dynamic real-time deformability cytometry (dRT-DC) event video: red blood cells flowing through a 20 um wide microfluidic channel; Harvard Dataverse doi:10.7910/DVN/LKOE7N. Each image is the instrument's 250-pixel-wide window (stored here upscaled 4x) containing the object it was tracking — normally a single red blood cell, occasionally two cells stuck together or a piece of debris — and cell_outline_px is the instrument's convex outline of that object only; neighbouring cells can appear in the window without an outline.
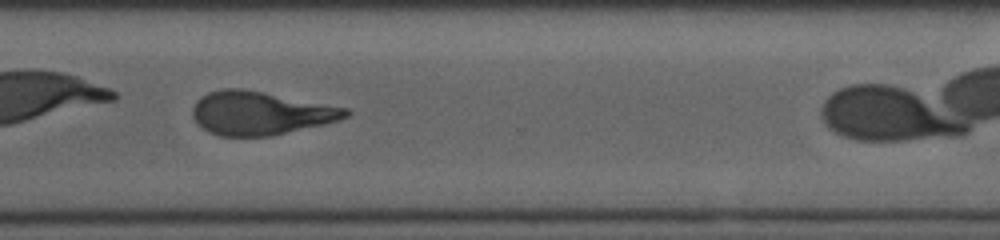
{"species": "human", "species_latin": "Homo sapiens", "temperature_condition": "cold", "stored_images_in_passage": 21, "camera_frame_rate_fps": 3000, "um_per_image_px": 0.085, "donor": {"sex": "male"}, "frame": {"image": 1, "passage_image": 18, "time_ms": 5.667, "image_size_px": [1000, 240], "cell_outline_px": [[352, 112], [348, 116], [324, 124], [272, 136], [220, 136], [208, 132], [200, 128], [196, 124], [192, 116], [192, 108], [196, 100], [200, 96], [208, 92], [224, 88], [240, 88], [264, 92], [348, 108]], "centroid_in_image_um": [22.07, 9.62], "position_along_channel_um": 348.5, "area_um2": 38.96}}